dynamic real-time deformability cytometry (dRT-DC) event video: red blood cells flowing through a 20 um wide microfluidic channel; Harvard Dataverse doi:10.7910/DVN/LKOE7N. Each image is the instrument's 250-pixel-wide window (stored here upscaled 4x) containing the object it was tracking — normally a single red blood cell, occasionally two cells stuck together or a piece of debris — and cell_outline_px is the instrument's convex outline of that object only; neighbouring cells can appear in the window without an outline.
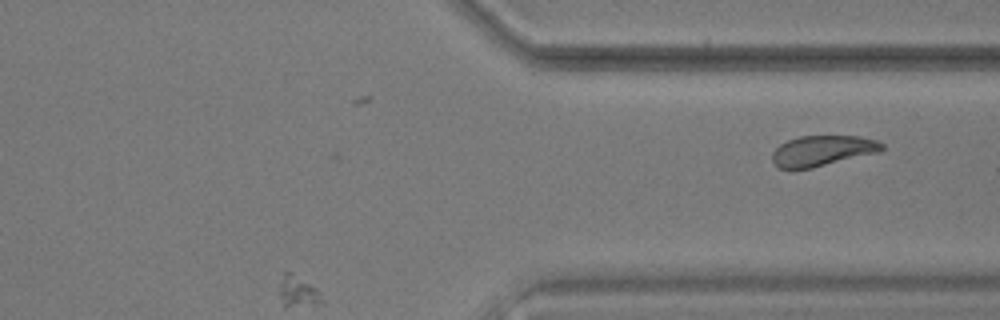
{"species": "common noctule bat (a hibernating species)", "species_latin": "Nyctalus noctula", "temperature_condition": "warm", "stored_images_in_passage": 35, "camera_frame_rate_fps": 3000, "um_per_image_px": 0.085, "animal": {"sex": "male", "body_mass_g": 17.9, "forearm_length_mm": 54.2}, "frame": {"image": 1, "passage_image": 35, "time_ms": 11.333, "image_size_px": [1000, 320], "cell_outline_px": [[884, 148], [876, 152], [812, 168], [780, 168], [772, 160], [772, 152], [780, 144], [788, 140], [800, 136], [860, 136], [876, 140], [884, 144]], "centroid_in_image_um": [69.89, 12.8], "position_along_channel_um": 341.5, "area_um2": 19.13}}